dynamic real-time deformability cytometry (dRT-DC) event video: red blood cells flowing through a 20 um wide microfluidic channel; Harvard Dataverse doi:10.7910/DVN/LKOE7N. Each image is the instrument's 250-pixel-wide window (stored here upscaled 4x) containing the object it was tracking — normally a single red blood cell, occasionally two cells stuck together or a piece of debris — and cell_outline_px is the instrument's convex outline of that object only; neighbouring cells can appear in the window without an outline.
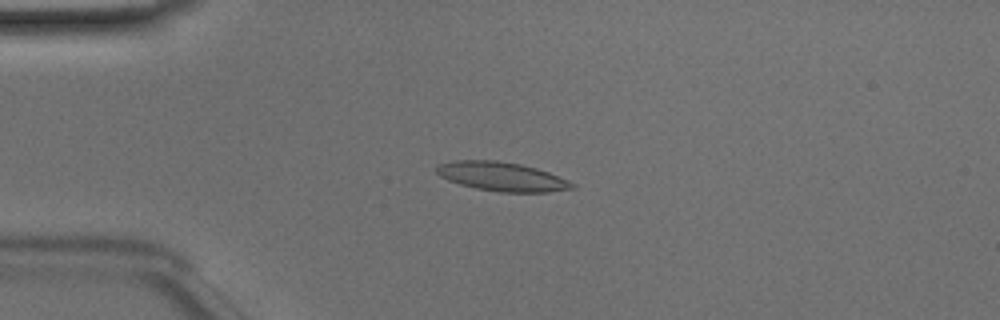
{"species": "Egyptian fruit bat (a non-hibernating species)", "species_latin": "Rousettus aegyptiacus", "temperature_condition": "room temperature", "stored_images_in_passage": 48, "camera_frame_rate_fps": 3000, "um_per_image_px": 0.085, "animal": {"sex": "male"}, "frame": {"image": 1, "passage_image": 11, "time_ms": 3.333, "image_size_px": [1000, 320], "cell_outline_px": [[576, 188], [548, 192], [500, 192], [476, 188], [460, 184], [448, 180], [440, 176], [436, 172], [436, 164], [452, 160], [496, 160], [520, 164], [536, 168], [548, 172], [568, 180], [576, 184]], "centroid_in_image_um": [42.64, 15.0], "position_along_channel_um": 42.4, "area_um2": 23.0}}
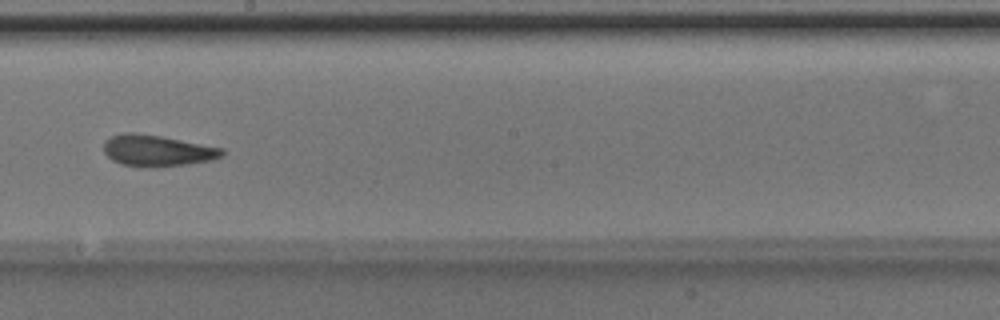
{"frame": {"image": 2, "passage_image": 27, "time_ms": 8.667, "image_size_px": [1000, 320], "cell_outline_px": [[224, 156], [212, 160], [188, 164], [156, 168], [140, 168], [120, 164], [112, 160], [104, 152], [104, 140], [112, 136], [128, 132], [132, 132], [160, 136], [224, 148]], "centroid_in_image_um": [13.36, 12.83], "position_along_channel_um": 234.8, "area_um2": 21.91}}
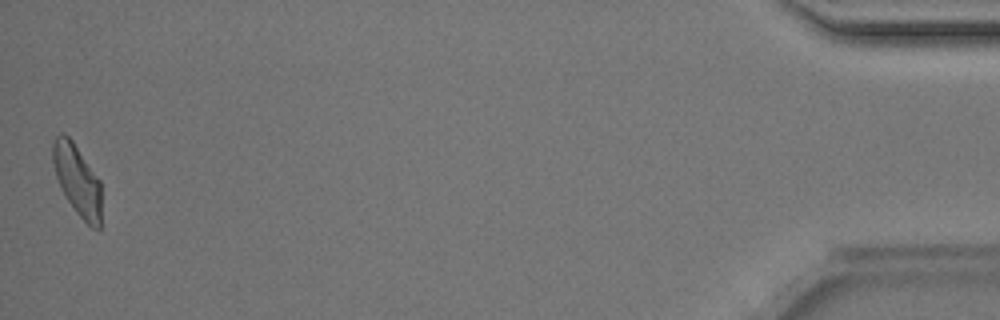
{"frame": {"image": 3, "passage_image": 48, "time_ms": 15.667, "image_size_px": [1000, 320], "cell_outline_px": [[100, 228], [92, 228], [76, 212], [68, 200], [56, 176], [52, 160], [52, 144], [56, 136], [60, 132], [64, 132], [72, 140], [100, 180]], "centroid_in_image_um": [6.55, 15.26], "position_along_channel_um": 428.6, "area_um2": 19.71}, "authors_computed_cell_mechanics": {"area_um2": 21.1837, "velocity_mm_per_s": 4.082, "shape_relaxation_time_tau1_ms": 3.7032, "shape_relaxation_time_tau2_ms": 2.881, "deformation_change_tau1": 0.159, "deformation_change_tau2": 0.1142}}